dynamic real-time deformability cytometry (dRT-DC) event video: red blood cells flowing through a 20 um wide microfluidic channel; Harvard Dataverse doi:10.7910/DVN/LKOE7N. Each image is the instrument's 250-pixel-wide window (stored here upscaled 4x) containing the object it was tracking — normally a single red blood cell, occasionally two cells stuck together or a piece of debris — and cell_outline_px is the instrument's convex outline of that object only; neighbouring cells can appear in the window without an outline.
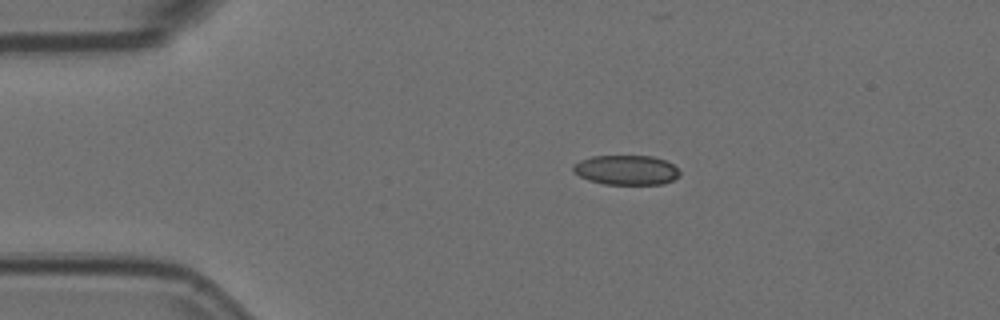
{"species": "Egyptian fruit bat (a non-hibernating species)", "species_latin": "Rousettus aegyptiacus", "temperature_condition": "room temperature", "stored_images_in_passage": 6, "camera_frame_rate_fps": 3000, "um_per_image_px": 0.085, "animal": {"sex": "female"}, "frame": {"image": 1, "passage_image": 1, "time_ms": 0.0, "image_size_px": [1000, 320], "cell_outline_px": [[680, 176], [664, 184], [604, 184], [588, 180], [572, 172], [572, 164], [580, 160], [592, 156], [652, 156], [664, 160], [672, 164], [680, 172]], "centroid_in_image_um": [53.2, 14.45], "position_along_channel_um": 31.8, "area_um2": 18.5}}
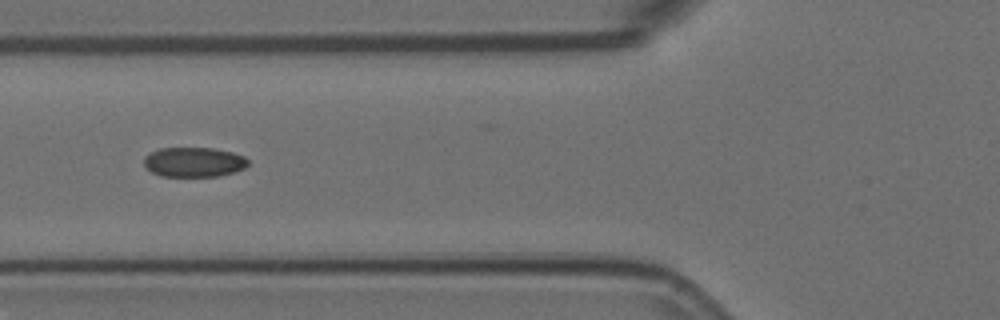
{"frame": {"image": 2, "passage_image": 4, "time_ms": 1.0, "image_size_px": [1000, 320], "cell_outline_px": [[248, 164], [244, 168], [220, 176], [160, 176], [144, 168], [144, 156], [148, 152], [160, 148], [212, 148], [232, 152], [244, 156], [248, 160]], "centroid_in_image_um": [16.43, 13.77], "position_along_channel_um": 109.4, "area_um2": 18.15}}
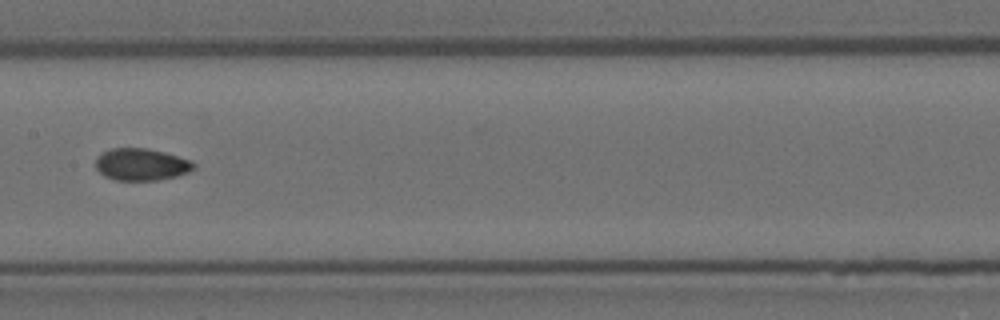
{"frame": {"image": 3, "passage_image": 6, "time_ms": 1.667, "image_size_px": [1000, 320], "cell_outline_px": [[196, 168], [188, 172], [176, 176], [156, 180], [116, 180], [104, 176], [96, 168], [96, 156], [108, 148], [148, 148], [164, 152], [192, 160], [196, 164]], "centroid_in_image_um": [12.01, 13.96], "position_along_channel_um": 195.4, "area_um2": 18.5}}